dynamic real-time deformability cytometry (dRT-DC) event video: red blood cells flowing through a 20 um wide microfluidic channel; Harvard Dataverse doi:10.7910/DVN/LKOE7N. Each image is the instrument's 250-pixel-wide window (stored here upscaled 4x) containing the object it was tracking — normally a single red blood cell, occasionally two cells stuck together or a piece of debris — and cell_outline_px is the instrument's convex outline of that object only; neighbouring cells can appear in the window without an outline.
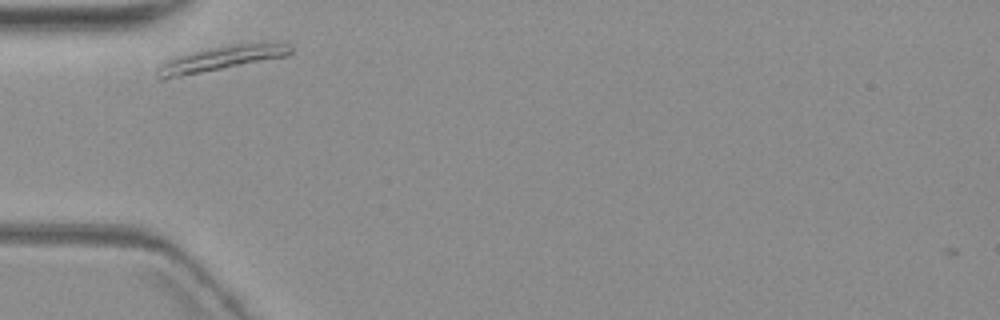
{"species": "common noctule bat (a hibernating species)", "species_latin": "Nyctalus noctula", "temperature_condition": "warm", "stored_images_in_passage": 3, "camera_frame_rate_fps": 3000, "um_per_image_px": 0.085, "animal": {"sex": "female", "body_mass_g": 19.3, "forearm_length_mm": 54.1}, "frame": {"image": 1, "passage_image": 1, "time_ms": 0.0, "image_size_px": [1000, 320], "cell_outline_px": [[292, 52], [288, 56], [164, 80], [160, 80], [156, 76], [156, 68], [164, 60], [176, 56], [192, 52], [232, 44], [288, 44], [292, 48]], "centroid_in_image_um": [18.66, 5.02], "position_along_channel_um": 66.3, "area_um2": 19.07}}
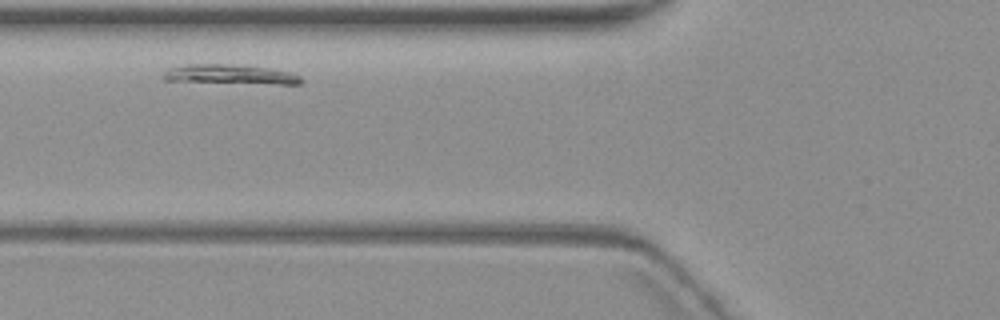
{"frame": {"image": 2, "passage_image": 2, "time_ms": 1.333, "image_size_px": [1000, 320], "cell_outline_px": [[304, 80], [300, 84], [280, 84], [164, 80], [164, 72], [168, 68], [188, 64], [232, 64], [272, 68], [288, 72], [300, 76]], "centroid_in_image_um": [19.62, 6.31], "position_along_channel_um": 106.2, "area_um2": 15.49}}
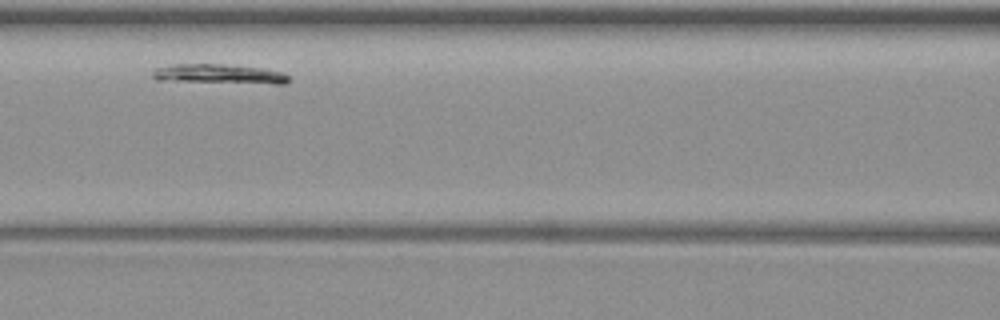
{"frame": {"image": 3, "passage_image": 3, "time_ms": 2.667, "image_size_px": [1000, 320], "cell_outline_px": [[288, 84], [272, 84], [156, 80], [152, 76], [152, 72], [156, 68], [172, 64], [224, 64], [264, 68], [284, 72], [288, 76]], "centroid_in_image_um": [18.67, 6.29], "position_along_channel_um": 147.9, "area_um2": 15.66}}